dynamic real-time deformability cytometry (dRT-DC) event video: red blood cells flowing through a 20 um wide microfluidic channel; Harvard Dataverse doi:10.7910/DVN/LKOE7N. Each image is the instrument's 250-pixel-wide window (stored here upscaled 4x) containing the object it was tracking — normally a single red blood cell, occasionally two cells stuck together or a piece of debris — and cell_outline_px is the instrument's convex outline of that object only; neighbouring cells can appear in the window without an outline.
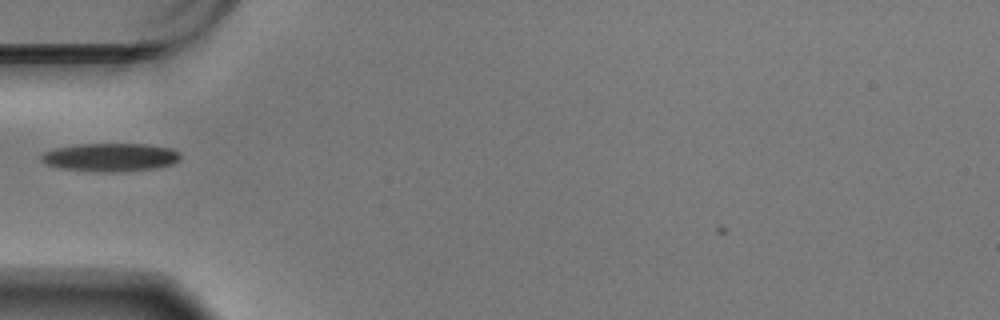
{"species": "Egyptian fruit bat (a non-hibernating species)", "species_latin": "Rousettus aegyptiacus", "temperature_condition": "warm", "stored_images_in_passage": 40, "camera_frame_rate_fps": 3000, "um_per_image_px": 0.085, "animal": {"sex": "male"}, "frame": {"image": 1, "passage_image": 3, "time_ms": 0.667, "image_size_px": [1000, 320], "cell_outline_px": [[180, 156], [172, 164], [156, 168], [112, 172], [100, 172], [60, 168], [44, 164], [40, 160], [40, 156], [44, 152], [56, 148], [80, 144], [148, 144], [172, 148], [180, 152]], "centroid_in_image_um": [9.36, 13.36], "position_along_channel_um": 75.6, "area_um2": 22.89}}
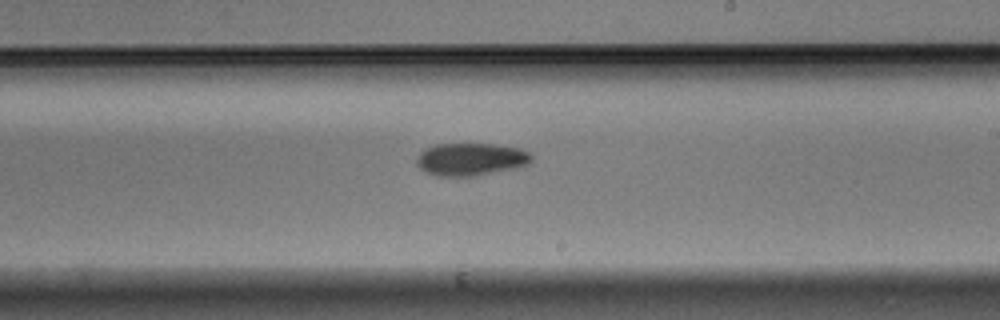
{"frame": {"image": 2, "passage_image": 18, "time_ms": 5.667, "image_size_px": [1000, 320], "cell_outline_px": [[532, 160], [528, 164], [516, 168], [472, 176], [436, 176], [424, 172], [416, 164], [416, 156], [420, 152], [436, 144], [492, 144], [520, 148], [528, 152], [532, 156]], "centroid_in_image_um": [39.99, 13.54], "position_along_channel_um": 249.0, "area_um2": 21.85}}
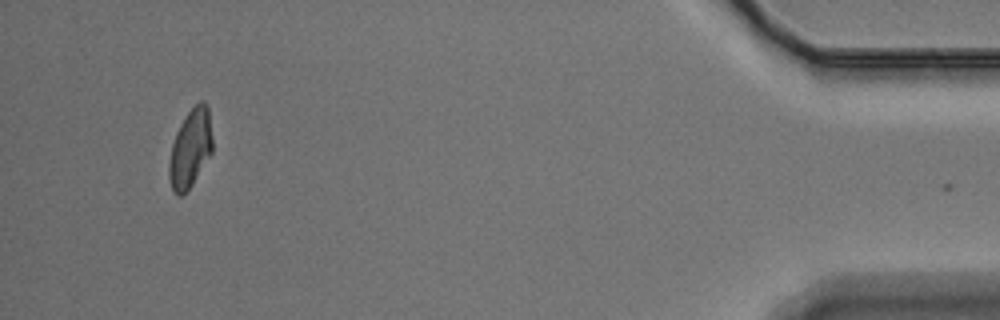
{"frame": {"image": 3, "passage_image": 39, "time_ms": 12.667, "image_size_px": [1000, 320], "cell_outline_px": [[212, 152], [192, 184], [180, 196], [176, 196], [172, 192], [168, 176], [168, 164], [172, 144], [176, 132], [184, 116], [200, 100], [204, 100], [208, 104], [212, 140]], "centroid_in_image_um": [16.16, 12.61], "position_along_channel_um": 419.0, "area_um2": 19.88}, "authors_computed_cell_mechanics": {"area_um2": 21.097, "velocity_mm_per_s": 3.4538, "shape_relaxation_time_tau1_ms": 2.9266, "shape_relaxation_time_tau2_ms": null, "deformation_change_tau1": 0.1194, "deformation_change_tau2": null}}